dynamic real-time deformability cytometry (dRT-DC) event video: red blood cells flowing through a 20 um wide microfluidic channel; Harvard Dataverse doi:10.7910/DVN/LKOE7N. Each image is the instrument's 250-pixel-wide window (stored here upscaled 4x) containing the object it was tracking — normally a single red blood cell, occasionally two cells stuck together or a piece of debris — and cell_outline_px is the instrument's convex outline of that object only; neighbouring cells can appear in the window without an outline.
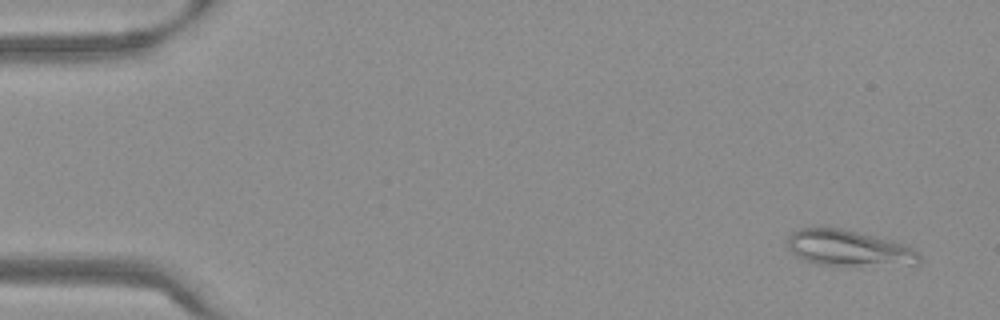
{"species": "Egyptian fruit bat (a non-hibernating species)", "species_latin": "Rousettus aegyptiacus", "temperature_condition": "warm", "stored_images_in_passage": 54, "camera_frame_rate_fps": 3000, "um_per_image_px": 0.085, "frame": {"image": 1, "passage_image": 3, "time_ms": 0.667, "image_size_px": [1000, 320], "cell_outline_px": [[920, 264], [840, 268], [816, 264], [796, 256], [788, 248], [788, 236], [792, 232], [800, 228], [840, 228], [888, 240], [912, 248], [920, 256]], "centroid_in_image_um": [72.12, 21.16], "position_along_channel_um": 12.9, "area_um2": 28.03}}
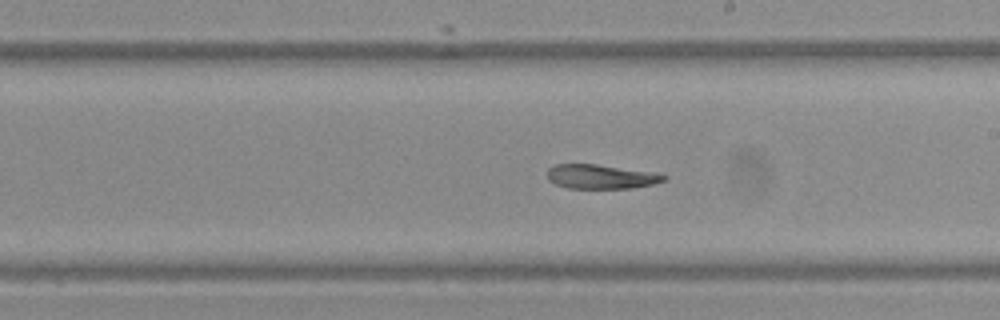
{"frame": {"image": 2, "passage_image": 31, "time_ms": 10.0, "image_size_px": [1000, 320], "cell_outline_px": [[668, 176], [664, 180], [652, 184], [632, 188], [568, 188], [556, 184], [548, 180], [548, 168], [552, 164], [596, 164], [656, 172]], "centroid_in_image_um": [51.07, 15.0], "position_along_channel_um": 237.9, "area_um2": 16.53}}
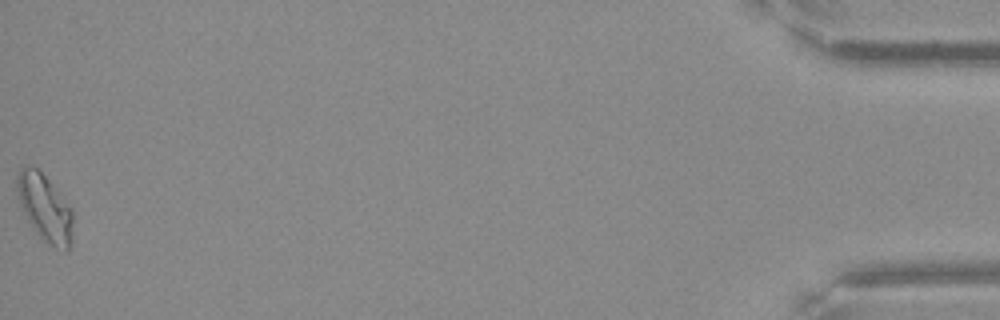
{"frame": {"image": 3, "passage_image": 54, "time_ms": 17.667, "image_size_px": [1000, 320], "cell_outline_px": [[72, 244], [68, 252], [64, 252], [48, 244], [32, 228], [20, 208], [16, 192], [16, 176], [20, 168], [24, 164], [28, 164], [36, 168], [56, 188], [72, 208]], "centroid_in_image_um": [3.8, 17.68], "position_along_channel_um": 431.4, "area_um2": 22.37}}